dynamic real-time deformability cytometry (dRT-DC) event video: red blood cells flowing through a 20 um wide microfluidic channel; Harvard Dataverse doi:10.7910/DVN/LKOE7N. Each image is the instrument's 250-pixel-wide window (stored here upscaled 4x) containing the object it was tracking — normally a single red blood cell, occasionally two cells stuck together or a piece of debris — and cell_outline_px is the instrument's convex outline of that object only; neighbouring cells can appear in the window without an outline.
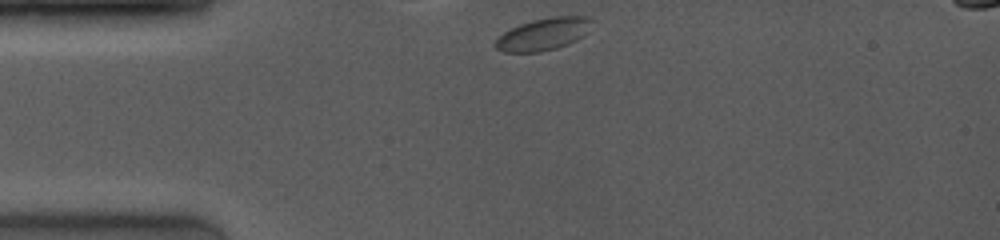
{"species": "common noctule bat (a hibernating species)", "species_latin": "Nyctalus noctula", "temperature_condition": "room temperature", "stored_images_in_passage": 8, "camera_frame_rate_fps": 4000, "um_per_image_px": 0.085, "animal": {"sex": "female", "body_mass_g": 19.0, "forearm_length_mm": 53.3}, "frame": {"image": 1, "passage_image": 1, "time_ms": 0.0, "image_size_px": [1000, 240], "cell_outline_px": [[592, 20], [584, 36], [568, 44], [556, 48], [540, 52], [504, 52], [496, 48], [492, 44], [504, 32], [520, 24], [532, 20], [552, 16], [584, 16]], "centroid_in_image_um": [46.16, 2.91], "position_along_channel_um": 38.8, "area_um2": 17.98}}